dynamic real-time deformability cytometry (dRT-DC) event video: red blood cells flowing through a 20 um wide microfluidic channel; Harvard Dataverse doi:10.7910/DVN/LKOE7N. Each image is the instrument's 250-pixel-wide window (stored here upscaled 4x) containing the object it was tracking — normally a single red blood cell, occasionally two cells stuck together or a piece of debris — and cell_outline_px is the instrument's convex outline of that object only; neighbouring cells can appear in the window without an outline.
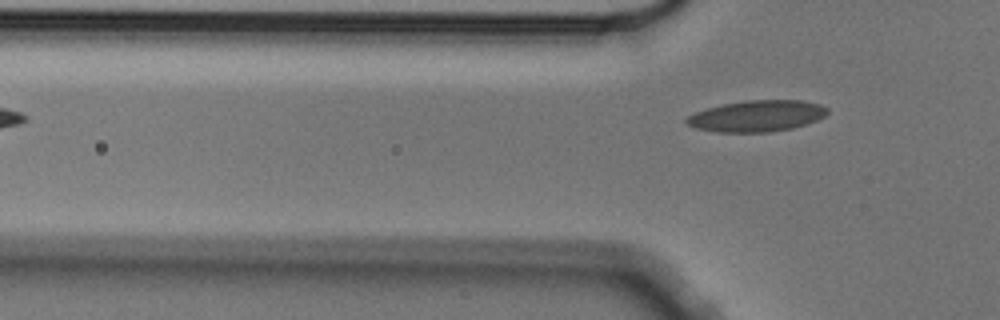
{"species": "Egyptian fruit bat (a non-hibernating species)", "species_latin": "Rousettus aegyptiacus", "temperature_condition": "cold", "stored_images_in_passage": 4, "segment_of_instrument_passage": [2, 2], "camera_frame_rate_fps": 3000, "um_per_image_px": 0.085, "animal": {"sex": "male"}, "frame": {"image": 1, "passage_image": 4, "time_ms": 1.0, "image_size_px": [1000, 320], "cell_outline_px": [[828, 112], [824, 116], [816, 120], [792, 128], [768, 132], [716, 132], [696, 128], [688, 124], [684, 120], [688, 116], [696, 112], [720, 104], [744, 100], [800, 100], [820, 104], [828, 108]], "centroid_in_image_um": [64.32, 9.85], "position_along_channel_um": 61.5, "area_um2": 25.61}}